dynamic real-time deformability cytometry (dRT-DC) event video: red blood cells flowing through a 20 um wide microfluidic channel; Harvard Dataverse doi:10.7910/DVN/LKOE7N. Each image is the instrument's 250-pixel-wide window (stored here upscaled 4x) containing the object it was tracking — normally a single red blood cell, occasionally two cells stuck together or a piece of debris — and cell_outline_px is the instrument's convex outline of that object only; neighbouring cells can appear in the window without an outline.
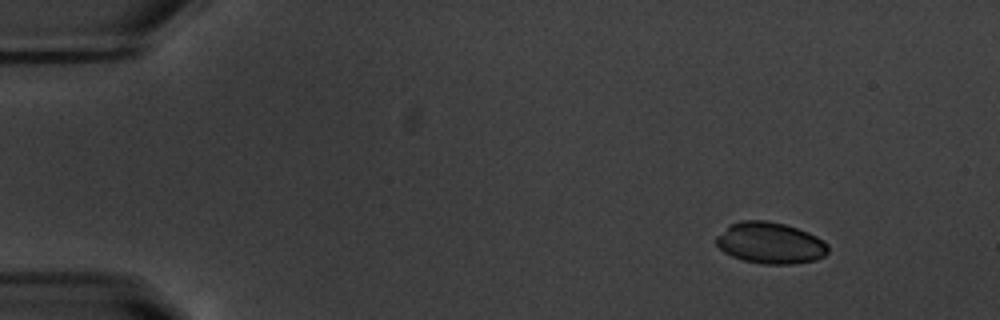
{"species": "common noctule bat (a hibernating species)", "species_latin": "Nyctalus noctula", "temperature_condition": "warm", "stored_images_in_passage": 54, "camera_frame_rate_fps": 3000, "um_per_image_px": 0.085, "animal": {"sex": "male", "body_mass_g": 20.1, "forearm_length_mm": 53.5}, "frame": {"image": 1, "passage_image": 6, "time_ms": 1.667, "image_size_px": [1000, 320], "cell_outline_px": [[828, 252], [824, 256], [816, 260], [792, 264], [764, 264], [744, 260], [732, 256], [724, 252], [716, 244], [716, 236], [728, 224], [740, 220], [768, 220], [784, 224], [808, 232], [824, 240], [828, 244]], "centroid_in_image_um": [65.46, 20.64], "position_along_channel_um": 19.5, "area_um2": 27.17}}
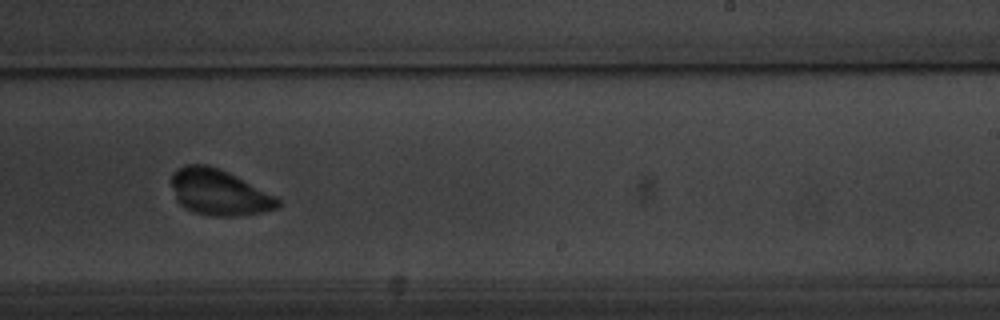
{"frame": {"image": 2, "passage_image": 34, "time_ms": 11.0, "image_size_px": [1000, 320], "cell_outline_px": [[284, 204], [280, 208], [260, 212], [236, 216], [212, 216], [196, 212], [184, 208], [176, 200], [172, 188], [172, 172], [176, 168], [184, 164], [208, 164], [220, 168], [284, 200]], "centroid_in_image_um": [18.64, 16.34], "position_along_channel_um": 270.4, "area_um2": 28.78}}
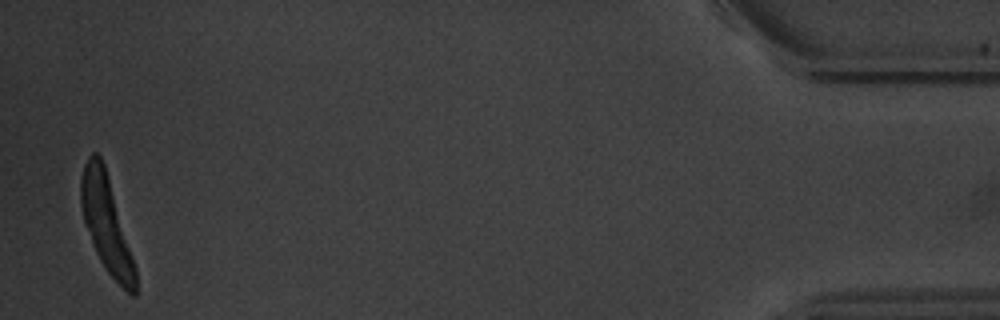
{"frame": {"image": 3, "passage_image": 53, "time_ms": 17.333, "image_size_px": [1000, 320], "cell_outline_px": [[136, 296], [132, 296], [108, 272], [100, 260], [96, 252], [84, 220], [80, 204], [80, 180], [84, 164], [88, 156], [92, 152], [96, 152], [100, 156], [104, 164], [136, 268]], "centroid_in_image_um": [9.02, 18.99], "position_along_channel_um": 426.2, "area_um2": 29.71}, "authors_computed_cell_mechanics": {"area_um2": 29.5069, "velocity_mm_per_s": 3.7684, "shape_relaxation_time_tau1_ms": 4.2234, "shape_relaxation_time_tau2_ms": 3.2171, "deformation_change_tau1": 0.2162, "deformation_change_tau2": 0.0603}}